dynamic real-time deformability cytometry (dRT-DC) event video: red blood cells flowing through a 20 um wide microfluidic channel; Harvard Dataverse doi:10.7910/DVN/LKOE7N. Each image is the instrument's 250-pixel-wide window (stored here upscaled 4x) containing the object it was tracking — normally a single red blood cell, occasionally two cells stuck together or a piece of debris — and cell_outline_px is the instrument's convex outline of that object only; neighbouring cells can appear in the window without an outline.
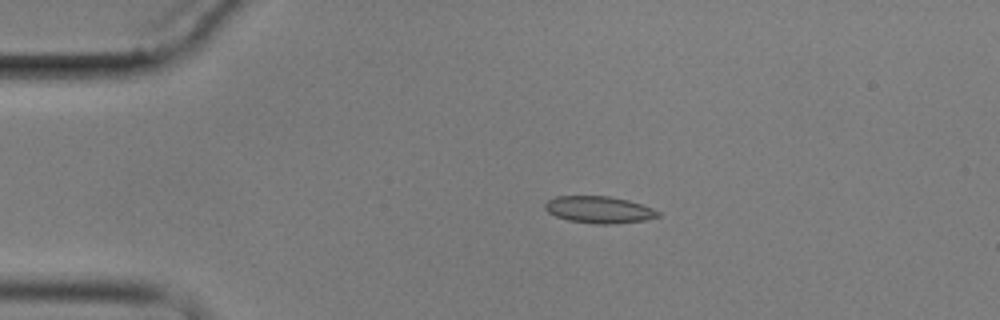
{"species": "common noctule bat (a hibernating species)", "species_latin": "Nyctalus noctula", "temperature_condition": "cold", "stored_images_in_passage": 15, "camera_frame_rate_fps": 3000, "um_per_image_px": 0.085, "animal": {"sex": "male", "body_mass_g": 17.9}, "frame": {"image": 1, "passage_image": 4, "time_ms": 3.333, "image_size_px": [1000, 320], "cell_outline_px": [[660, 216], [644, 220], [608, 224], [596, 224], [568, 220], [556, 216], [548, 212], [544, 208], [544, 204], [548, 200], [556, 196], [608, 196], [628, 200], [652, 208], [660, 212]], "centroid_in_image_um": [50.89, 17.82], "position_along_channel_um": 34.1, "area_um2": 17.57}}
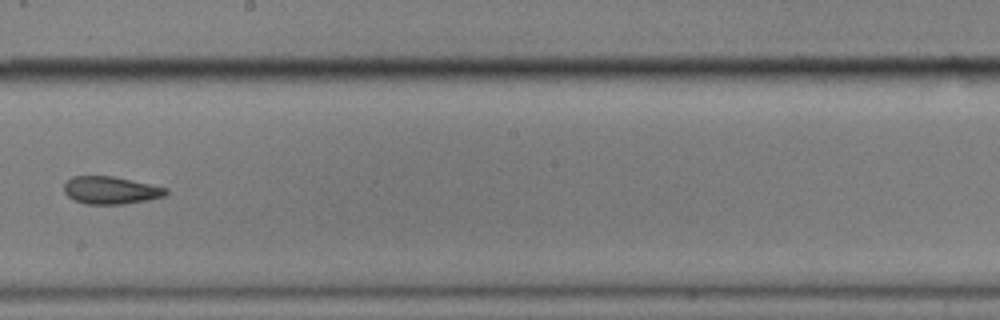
{"frame": {"image": 2, "passage_image": 9, "time_ms": 10.333, "image_size_px": [1000, 320], "cell_outline_px": [[168, 192], [164, 196], [148, 200], [124, 204], [84, 204], [68, 196], [64, 192], [64, 184], [72, 176], [112, 176], [168, 188]], "centroid_in_image_um": [9.41, 16.17], "position_along_channel_um": 238.8, "area_um2": 16.3}}
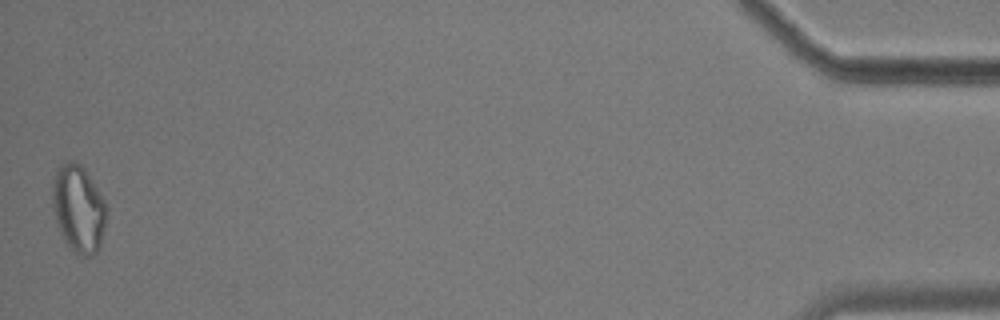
{"frame": {"image": 3, "passage_image": 15, "time_ms": 18.333, "image_size_px": [1000, 320], "cell_outline_px": [[108, 208], [100, 248], [92, 256], [76, 256], [68, 248], [56, 224], [52, 204], [52, 184], [56, 168], [60, 164], [72, 160], [80, 164], [84, 168], [104, 200]], "centroid_in_image_um": [6.65, 17.77], "position_along_channel_um": 428.5, "area_um2": 27.98}, "authors_computed_cell_mechanics": {"area_um2": 16.8198, "velocity_mm_per_s": 3.5014, "shape_relaxation_time_tau1_ms": null, "shape_relaxation_time_tau2_ms": 5.6586, "deformation_change_tau1": null, "deformation_change_tau2": 0.1112}}